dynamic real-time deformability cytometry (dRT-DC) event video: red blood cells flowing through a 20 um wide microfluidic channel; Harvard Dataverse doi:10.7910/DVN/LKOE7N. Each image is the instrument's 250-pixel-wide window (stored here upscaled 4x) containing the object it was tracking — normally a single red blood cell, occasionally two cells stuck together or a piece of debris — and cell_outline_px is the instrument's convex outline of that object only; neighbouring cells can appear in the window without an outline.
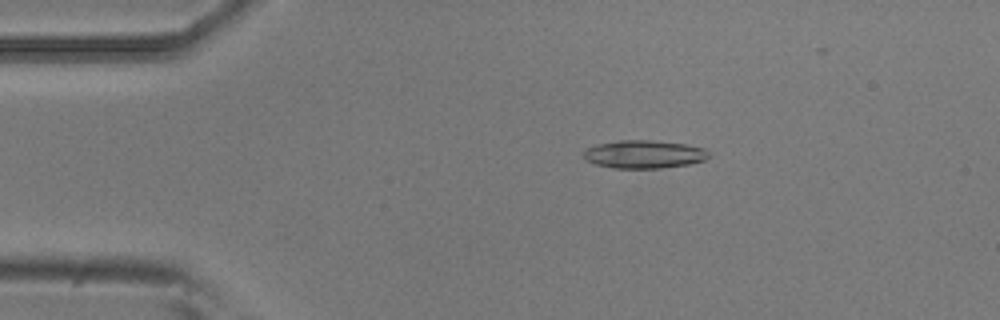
{"species": "common noctule bat (a hibernating species)", "species_latin": "Nyctalus noctula", "temperature_condition": "room temperature", "stored_images_in_passage": 55, "camera_frame_rate_fps": 3000, "um_per_image_px": 0.085, "animal": {"sex": "male", "body_mass_g": 20.5, "forearm_length_mm": 52.5}, "frame": {"image": 1, "passage_image": 10, "time_ms": 3.0, "image_size_px": [1000, 320], "cell_outline_px": [[712, 156], [704, 160], [688, 164], [660, 168], [612, 168], [596, 164], [588, 160], [584, 156], [584, 152], [588, 148], [596, 144], [616, 140], [648, 140], [684, 144], [704, 148]], "centroid_in_image_um": [54.76, 13.11], "position_along_channel_um": 30.2, "area_um2": 20.35}}
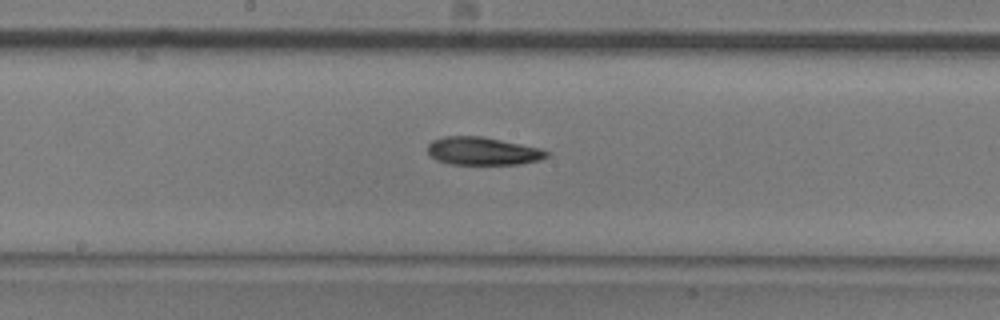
{"frame": {"image": 2, "passage_image": 28, "time_ms": 9.0, "image_size_px": [1000, 320], "cell_outline_px": [[548, 156], [540, 160], [520, 164], [452, 164], [436, 160], [428, 152], [428, 144], [432, 140], [444, 136], [480, 136], [540, 148], [548, 152]], "centroid_in_image_um": [41.01, 12.84], "position_along_channel_um": 207.2, "area_um2": 19.19}}
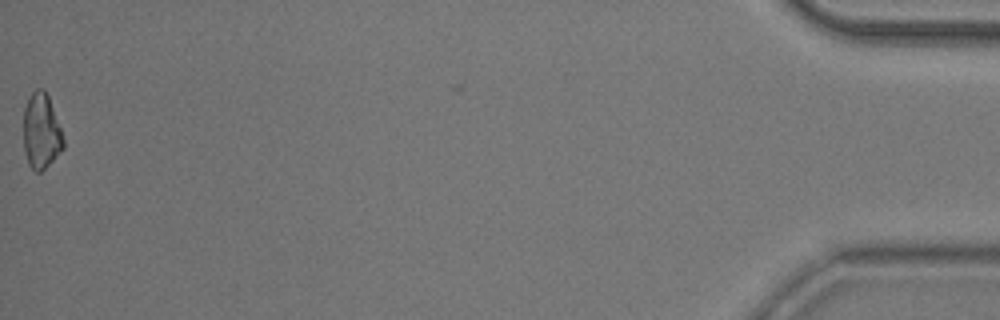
{"frame": {"image": 3, "passage_image": 54, "time_ms": 17.667, "image_size_px": [1000, 320], "cell_outline_px": [[64, 148], [40, 172], [36, 172], [28, 164], [24, 152], [24, 108], [32, 92], [36, 88], [44, 88], [48, 96], [60, 128], [64, 140]], "centroid_in_image_um": [3.49, 11.15], "position_along_channel_um": 431.7, "area_um2": 17.28}, "authors_computed_cell_mechanics": {"area_um2": 19.4786, "velocity_mm_per_s": 3.762, "shape_relaxation_time_tau1_ms": 5.2624, "shape_relaxation_time_tau2_ms": null, "deformation_change_tau1": 0.1683, "deformation_change_tau2": null}}